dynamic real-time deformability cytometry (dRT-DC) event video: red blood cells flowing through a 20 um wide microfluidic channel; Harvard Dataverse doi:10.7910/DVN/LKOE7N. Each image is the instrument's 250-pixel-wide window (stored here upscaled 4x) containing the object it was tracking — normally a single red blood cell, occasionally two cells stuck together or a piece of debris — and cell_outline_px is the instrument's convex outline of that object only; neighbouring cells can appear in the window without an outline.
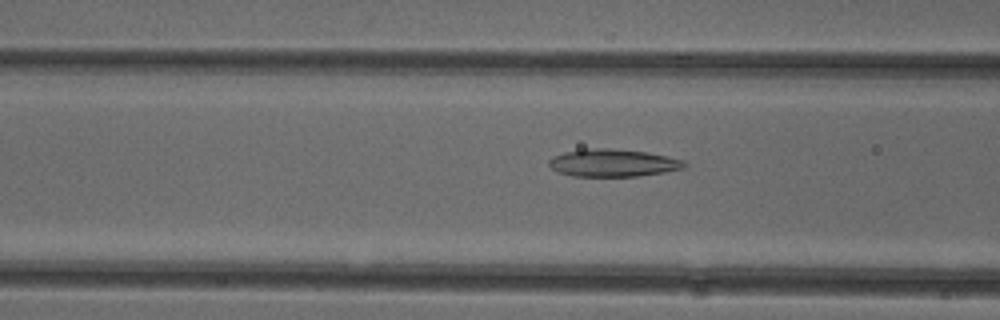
{"species": "common noctule bat (a hibernating species)", "species_latin": "Nyctalus noctula", "temperature_condition": "cold", "stored_images_in_passage": 52, "camera_frame_rate_fps": 3000, "um_per_image_px": 0.085, "animal": {"sex": "female"}, "frame": {"image": 1, "passage_image": 20, "time_ms": 6.333, "image_size_px": [1000, 320], "cell_outline_px": [[688, 164], [684, 168], [664, 172], [636, 176], [572, 176], [556, 172], [548, 164], [548, 160], [552, 156], [564, 152], [592, 148], [608, 148], [644, 152], [684, 160]], "centroid_in_image_um": [52.06, 13.85], "position_along_channel_um": 114.5, "area_um2": 21.62}}
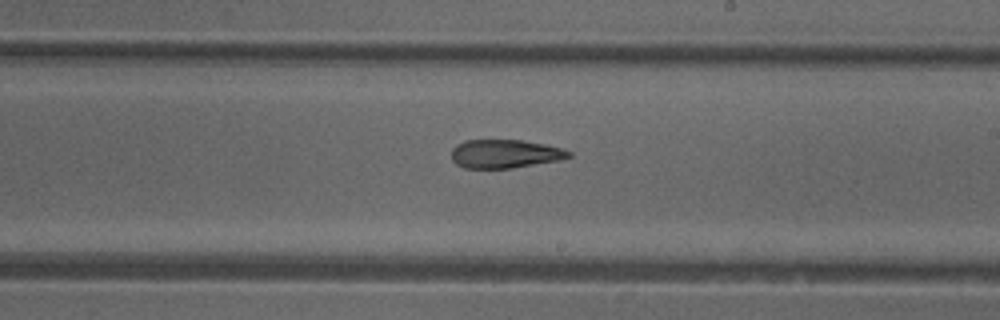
{"frame": {"image": 2, "passage_image": 30, "time_ms": 9.667, "image_size_px": [1000, 320], "cell_outline_px": [[572, 156], [560, 160], [512, 168], [464, 168], [456, 164], [452, 160], [452, 148], [456, 144], [464, 140], [520, 140], [544, 144], [560, 148], [572, 152]], "centroid_in_image_um": [42.9, 13.07], "position_along_channel_um": 246.1, "area_um2": 19.54}}
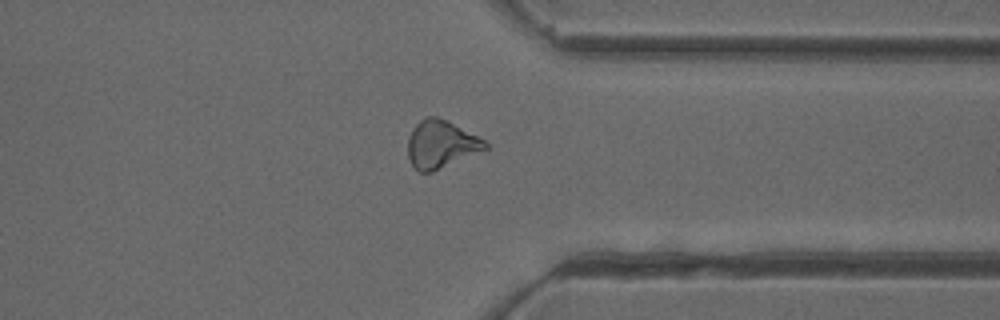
{"frame": {"image": 3, "passage_image": 40, "time_ms": 13.0, "image_size_px": [1000, 320], "cell_outline_px": [[488, 148], [432, 172], [420, 172], [408, 160], [408, 136], [412, 128], [424, 116], [436, 116], [484, 140], [488, 144]], "centroid_in_image_um": [37.43, 12.27], "position_along_channel_um": 374.0, "area_um2": 21.1}, "authors_computed_cell_mechanics": {"area_um2": 21.6172, "velocity_mm_per_s": 3.9366, "shape_relaxation_time_tau1_ms": null, "shape_relaxation_time_tau2_ms": 4.8316, "deformation_change_tau1": null, "deformation_change_tau2": 0.1429}}